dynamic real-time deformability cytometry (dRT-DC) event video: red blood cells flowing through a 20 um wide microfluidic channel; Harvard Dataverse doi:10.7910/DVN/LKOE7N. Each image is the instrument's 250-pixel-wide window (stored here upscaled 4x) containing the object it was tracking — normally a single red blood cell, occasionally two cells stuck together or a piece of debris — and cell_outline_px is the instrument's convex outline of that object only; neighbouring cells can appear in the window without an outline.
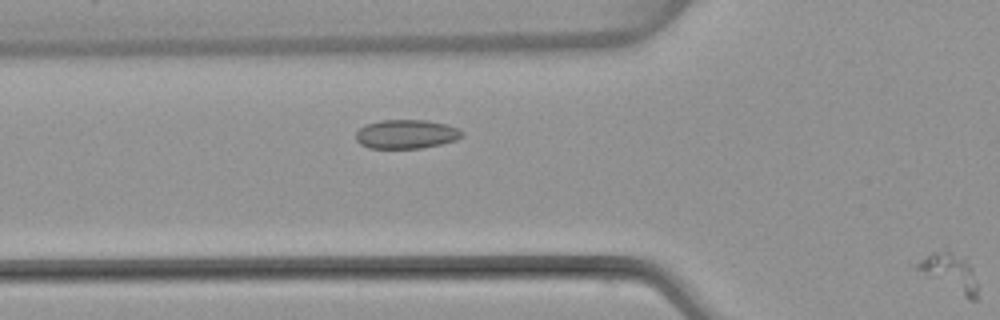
{"species": "common noctule bat (a hibernating species)", "species_latin": "Nyctalus noctula", "temperature_condition": "warm", "stored_images_in_passage": 13, "camera_frame_rate_fps": 3000, "um_per_image_px": 0.085, "animal": {"sex": "female", "body_mass_g": 22.7, "forearm_length_mm": 54.2}, "frame": {"image": 1, "passage_image": 13, "time_ms": 4.0, "image_size_px": [1000, 320], "cell_outline_px": [[976, 300], [968, 300], [928, 276], [916, 268], [916, 264], [920, 260], [932, 252], [952, 252], [964, 256], [972, 268], [976, 280]], "centroid_in_image_um": [80.79, 23.17], "position_along_channel_um": 45.0, "area_um2": 12.89}}